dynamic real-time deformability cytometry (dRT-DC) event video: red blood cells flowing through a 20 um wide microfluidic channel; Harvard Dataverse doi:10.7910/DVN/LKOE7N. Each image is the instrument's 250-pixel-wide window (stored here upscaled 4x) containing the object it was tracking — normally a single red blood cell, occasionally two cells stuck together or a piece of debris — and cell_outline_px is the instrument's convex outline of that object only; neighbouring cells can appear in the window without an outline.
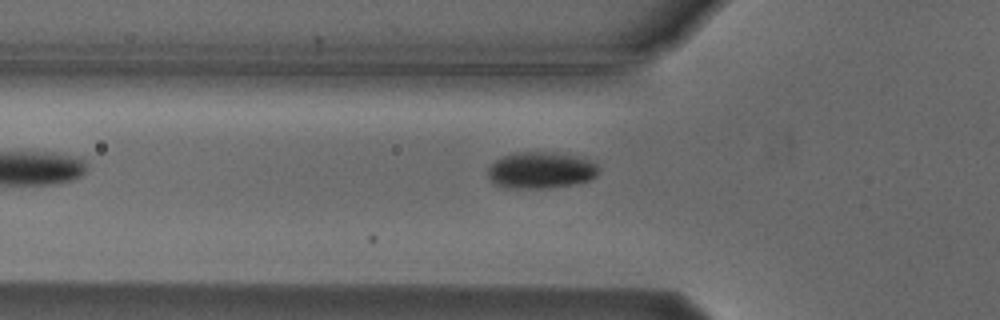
{"species": "Egyptian fruit bat (a non-hibernating species)", "species_latin": "Rousettus aegyptiacus", "temperature_condition": "cold", "stored_images_in_passage": 3, "camera_frame_rate_fps": 3000, "um_per_image_px": 0.085, "animal": {"sex": "male"}, "frame": {"image": 1, "passage_image": 2, "time_ms": 1.333, "image_size_px": [1000, 320], "cell_outline_px": [[600, 168], [596, 176], [588, 180], [576, 184], [548, 188], [504, 188], [492, 184], [488, 176], [488, 168], [496, 160], [504, 156], [520, 152], [552, 152], [576, 156], [588, 160], [596, 164]], "centroid_in_image_um": [45.95, 14.49], "position_along_channel_um": 79.8, "area_um2": 23.64}}
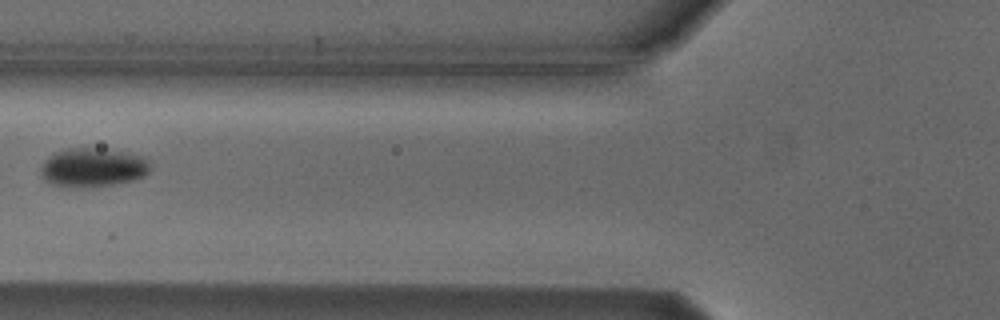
{"frame": {"image": 2, "passage_image": 3, "time_ms": 2.333, "image_size_px": [1000, 320], "cell_outline_px": [[152, 168], [144, 176], [132, 180], [112, 184], [52, 184], [44, 180], [40, 176], [40, 168], [44, 160], [48, 156], [56, 152], [68, 148], [96, 148], [128, 152], [140, 156], [148, 160]], "centroid_in_image_um": [7.9, 14.18], "position_along_channel_um": 117.9, "area_um2": 24.04}}